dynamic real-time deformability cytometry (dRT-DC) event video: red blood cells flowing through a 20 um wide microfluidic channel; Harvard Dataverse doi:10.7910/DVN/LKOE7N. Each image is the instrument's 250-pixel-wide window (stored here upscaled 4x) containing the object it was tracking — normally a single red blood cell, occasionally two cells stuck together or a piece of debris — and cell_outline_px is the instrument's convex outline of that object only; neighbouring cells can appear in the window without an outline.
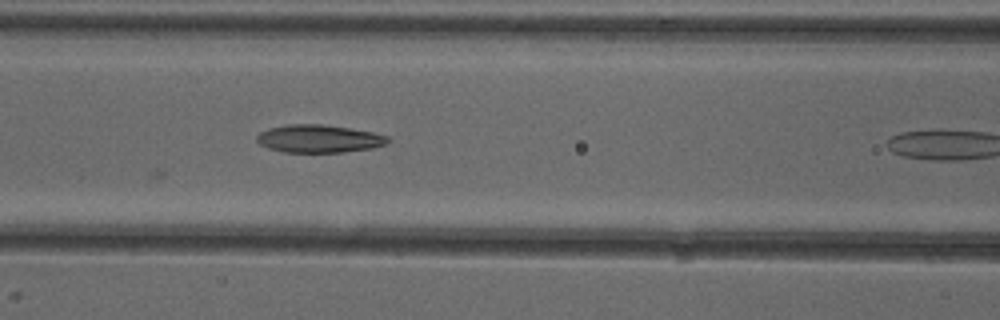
{"species": "common noctule bat (a hibernating species)", "species_latin": "Nyctalus noctula", "temperature_condition": "cold", "stored_images_in_passage": 4, "camera_frame_rate_fps": 3000, "um_per_image_px": 0.085, "animal": {"sex": "female"}, "frame": {"image": 1, "passage_image": 3, "time_ms": 2.333, "image_size_px": [1000, 320], "cell_outline_px": [[392, 140], [384, 144], [372, 148], [344, 152], [284, 152], [268, 148], [260, 144], [256, 140], [256, 136], [260, 132], [268, 128], [288, 124], [320, 124], [348, 128], [372, 132], [388, 136]], "centroid_in_image_um": [27.09, 11.79], "position_along_channel_um": 139.5, "area_um2": 21.21}}